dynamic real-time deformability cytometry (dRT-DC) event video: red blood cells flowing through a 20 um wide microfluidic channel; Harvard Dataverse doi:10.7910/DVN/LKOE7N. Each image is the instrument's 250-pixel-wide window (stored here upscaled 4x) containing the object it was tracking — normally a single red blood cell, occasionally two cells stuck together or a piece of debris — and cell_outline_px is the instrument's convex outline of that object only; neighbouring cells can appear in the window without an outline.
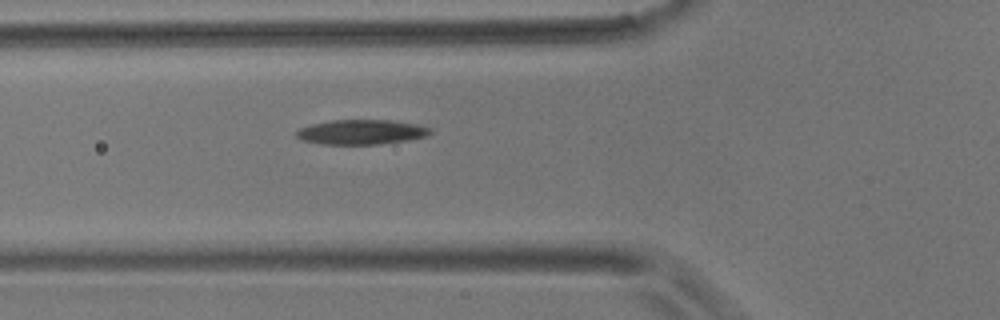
{"species": "common noctule bat (a hibernating species)", "species_latin": "Nyctalus noctula", "temperature_condition": "room temperature", "stored_images_in_passage": 3, "camera_frame_rate_fps": 3000, "um_per_image_px": 0.085, "animal": {"sex": "male", "body_mass_g": 17.9}, "frame": {"image": 1, "passage_image": 3, "time_ms": 3.0, "image_size_px": [1000, 320], "cell_outline_px": [[432, 132], [428, 136], [408, 140], [380, 144], [320, 144], [300, 140], [296, 136], [296, 132], [300, 128], [312, 124], [332, 120], [392, 120], [416, 124], [432, 128]], "centroid_in_image_um": [30.73, 11.22], "position_along_channel_um": 95.1, "area_um2": 19.42}}